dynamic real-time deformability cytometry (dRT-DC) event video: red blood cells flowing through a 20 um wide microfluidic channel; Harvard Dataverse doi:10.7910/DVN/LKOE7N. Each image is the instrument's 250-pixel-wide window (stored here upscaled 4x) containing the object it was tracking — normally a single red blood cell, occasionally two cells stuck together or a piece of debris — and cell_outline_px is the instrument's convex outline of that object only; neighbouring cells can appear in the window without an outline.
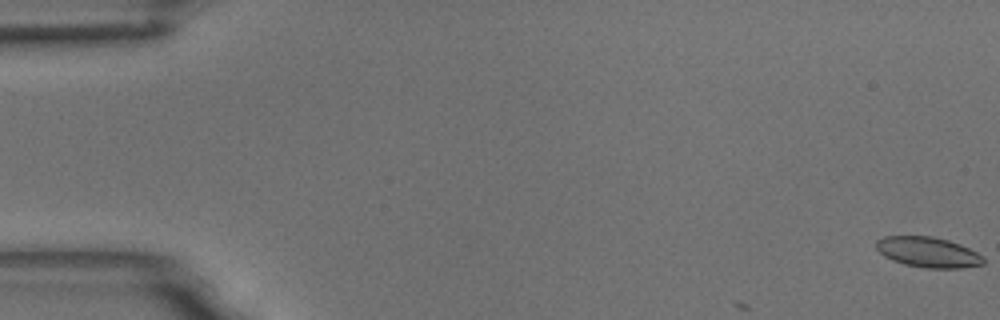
{"species": "common noctule bat (a hibernating species)", "species_latin": "Nyctalus noctula", "temperature_condition": "room temperature", "stored_images_in_passage": 6, "camera_frame_rate_fps": 3000, "um_per_image_px": 0.085, "animal": {"sex": "male", "body_mass_g": 18.8}, "frame": {"image": 1, "passage_image": 1, "time_ms": 0.0, "image_size_px": [1000, 320], "cell_outline_px": [[984, 264], [960, 268], [924, 268], [904, 264], [892, 260], [884, 256], [876, 248], [876, 240], [884, 236], [932, 236], [948, 240], [960, 244], [984, 256]], "centroid_in_image_um": [78.88, 21.43], "position_along_channel_um": 6.1, "area_um2": 19.02}}